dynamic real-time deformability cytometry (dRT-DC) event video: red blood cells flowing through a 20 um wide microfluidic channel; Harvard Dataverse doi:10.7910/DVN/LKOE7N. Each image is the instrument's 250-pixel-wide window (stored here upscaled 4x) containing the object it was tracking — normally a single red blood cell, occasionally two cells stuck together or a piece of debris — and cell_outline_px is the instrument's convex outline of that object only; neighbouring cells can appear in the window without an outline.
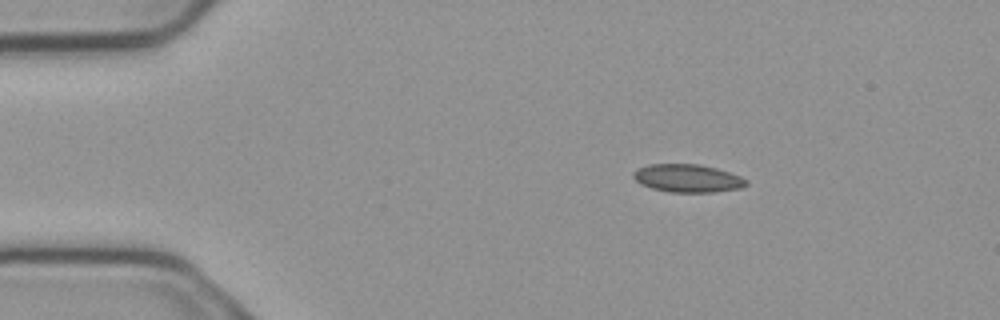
{"species": "common noctule bat (a hibernating species)", "species_latin": "Nyctalus noctula", "temperature_condition": "cold", "stored_images_in_passage": 3, "camera_frame_rate_fps": 3000, "um_per_image_px": 0.085, "animal": {"sex": "male", "body_mass_g": 23.1, "forearm_length_mm": 52.7}, "frame": {"image": 1, "passage_image": 1, "time_ms": 0.0, "image_size_px": [1000, 320], "cell_outline_px": [[748, 184], [740, 188], [712, 192], [668, 192], [652, 188], [640, 184], [632, 176], [632, 172], [636, 168], [648, 164], [700, 164], [716, 168], [740, 176], [748, 180]], "centroid_in_image_um": [58.41, 15.14], "position_along_channel_um": 26.6, "area_um2": 18.5}}